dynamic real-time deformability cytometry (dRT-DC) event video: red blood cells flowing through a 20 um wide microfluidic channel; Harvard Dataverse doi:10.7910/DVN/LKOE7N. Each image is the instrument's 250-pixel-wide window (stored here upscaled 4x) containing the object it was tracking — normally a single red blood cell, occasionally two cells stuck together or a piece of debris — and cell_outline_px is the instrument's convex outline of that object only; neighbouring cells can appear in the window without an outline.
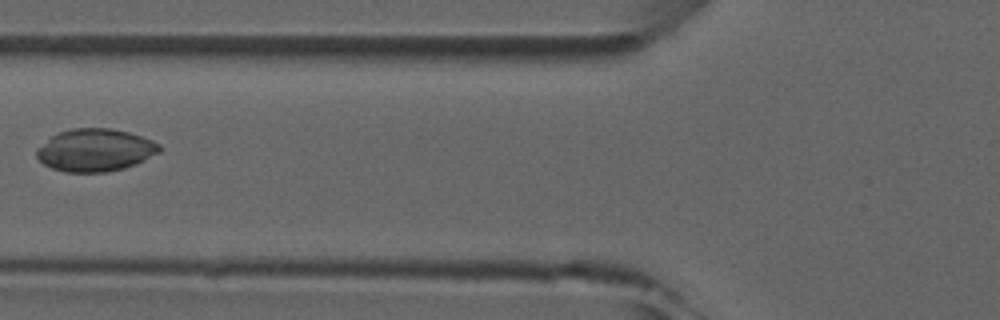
{"species": "common noctule bat (a hibernating species)", "species_latin": "Nyctalus noctula", "temperature_condition": "room temperature", "stored_images_in_passage": 6, "camera_frame_rate_fps": 3000, "um_per_image_px": 0.085, "animal": {"sex": "male", "forearm_length_mm": 52.5}, "frame": {"image": 1, "passage_image": 5, "time_ms": 4.667, "image_size_px": [1000, 320], "cell_outline_px": [[164, 148], [160, 152], [136, 164], [124, 168], [108, 172], [64, 172], [52, 168], [44, 164], [36, 156], [36, 148], [52, 136], [60, 132], [72, 128], [112, 128], [128, 132], [152, 140], [160, 144]], "centroid_in_image_um": [8.11, 12.76], "position_along_channel_um": 117.7, "area_um2": 30.58}}
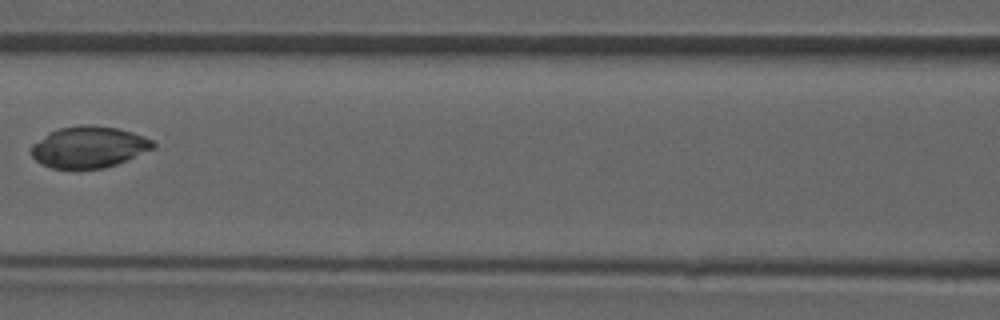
{"frame": {"image": 2, "passage_image": 6, "time_ms": 5.667, "image_size_px": [1000, 320], "cell_outline_px": [[156, 144], [152, 148], [128, 160], [104, 168], [52, 168], [40, 164], [32, 156], [32, 144], [48, 132], [60, 128], [80, 124], [92, 124], [116, 128], [132, 132], [144, 136], [152, 140]], "centroid_in_image_um": [7.53, 12.48], "position_along_channel_um": 159.1, "area_um2": 29.36}}